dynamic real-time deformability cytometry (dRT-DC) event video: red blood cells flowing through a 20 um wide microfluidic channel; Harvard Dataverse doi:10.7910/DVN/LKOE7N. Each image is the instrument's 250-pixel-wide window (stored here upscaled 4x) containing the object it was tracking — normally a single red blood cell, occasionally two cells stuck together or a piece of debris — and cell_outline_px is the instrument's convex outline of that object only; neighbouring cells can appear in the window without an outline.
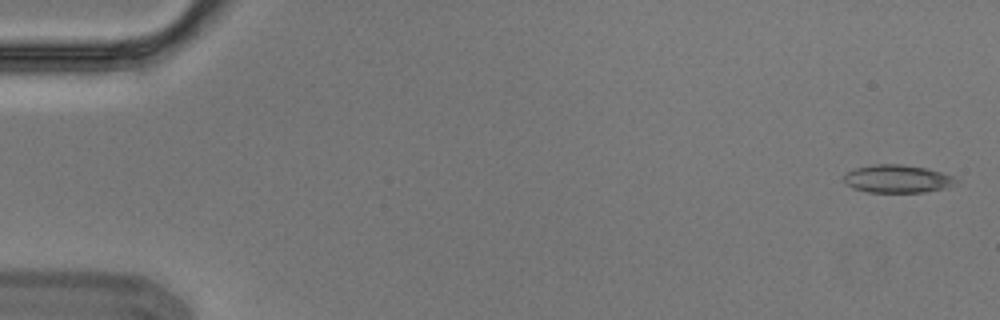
{"species": "Egyptian fruit bat (a non-hibernating species)", "species_latin": "Rousettus aegyptiacus", "temperature_condition": "cold", "stored_images_in_passage": 5, "camera_frame_rate_fps": 3000, "um_per_image_px": 0.085, "animal": {"sex": "male"}, "frame": {"image": 1, "passage_image": 1, "time_ms": 0.0, "image_size_px": [1000, 320], "cell_outline_px": [[960, 180], [948, 188], [924, 192], [868, 192], [852, 188], [844, 184], [844, 176], [848, 172], [856, 168], [876, 164], [900, 164], [928, 168], [952, 176]], "centroid_in_image_um": [76.29, 15.21], "position_along_channel_um": 8.7, "area_um2": 18.32}}
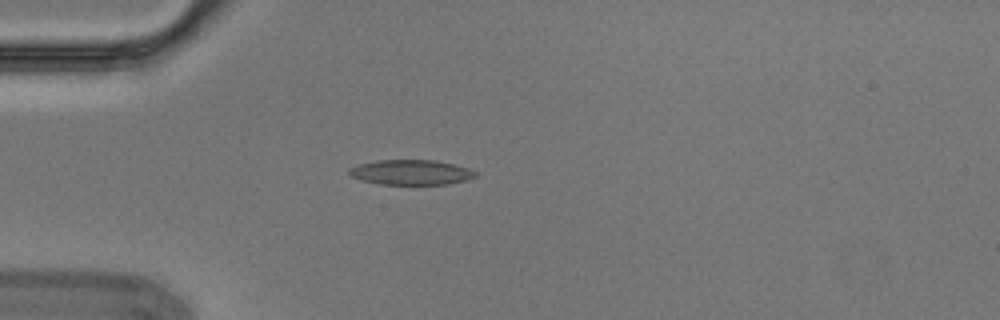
{"frame": {"image": 2, "passage_image": 5, "time_ms": 1.333, "image_size_px": [1000, 320], "cell_outline_px": [[480, 176], [468, 180], [448, 184], [380, 184], [364, 180], [352, 176], [348, 172], [348, 168], [360, 164], [376, 160], [436, 160], [468, 168], [480, 172]], "centroid_in_image_um": [35.02, 14.64], "position_along_channel_um": 50.0, "area_um2": 18.5}}